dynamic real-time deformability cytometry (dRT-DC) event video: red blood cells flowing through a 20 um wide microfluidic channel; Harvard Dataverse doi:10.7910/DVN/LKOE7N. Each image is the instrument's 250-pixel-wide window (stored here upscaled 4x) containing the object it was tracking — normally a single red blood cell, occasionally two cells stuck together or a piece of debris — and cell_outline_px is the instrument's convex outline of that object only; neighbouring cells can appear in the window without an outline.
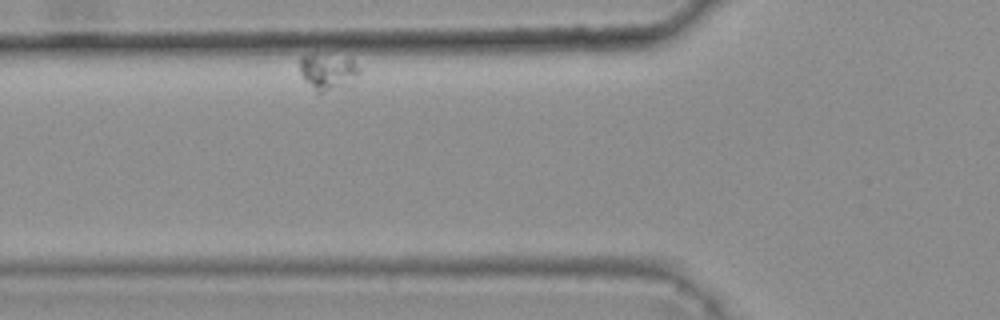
{"species": "common noctule bat (a hibernating species)", "species_latin": "Nyctalus noctula", "temperature_condition": "warm", "stored_images_in_passage": 2, "camera_frame_rate_fps": 3000, "um_per_image_px": 0.085, "animal": {"sex": "female", "body_mass_g": 25.1}, "frame": {"image": 1, "passage_image": 2, "time_ms": 0.333, "image_size_px": [1000, 320], "cell_outline_px": [[360, 72], [356, 76], [340, 84], [320, 92], [316, 92], [300, 76], [300, 56], [348, 56], [360, 68]], "centroid_in_image_um": [27.81, 6.04], "position_along_channel_um": 98.0, "area_um2": 11.68}}